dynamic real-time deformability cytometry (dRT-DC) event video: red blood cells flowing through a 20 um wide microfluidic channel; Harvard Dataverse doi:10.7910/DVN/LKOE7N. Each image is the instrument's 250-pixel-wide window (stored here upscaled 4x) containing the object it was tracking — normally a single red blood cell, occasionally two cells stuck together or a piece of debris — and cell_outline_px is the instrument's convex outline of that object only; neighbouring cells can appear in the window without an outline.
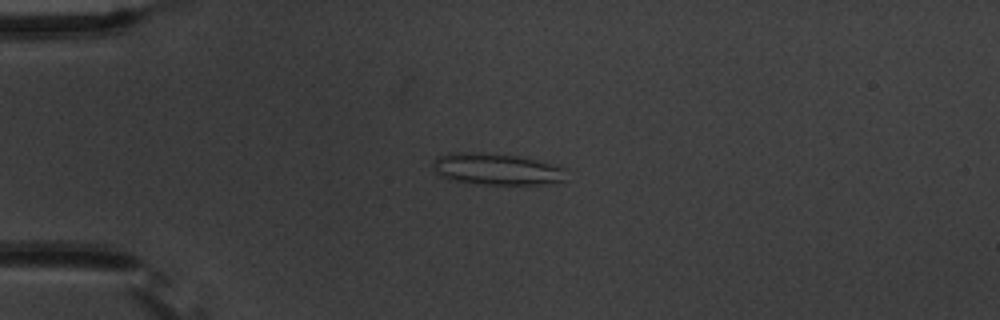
{"species": "common noctule bat (a hibernating species)", "species_latin": "Nyctalus noctula", "temperature_condition": "warm", "stored_images_in_passage": 6, "camera_frame_rate_fps": 3000, "um_per_image_px": 0.085, "animal": {"sex": "male", "body_mass_g": 20.1, "forearm_length_mm": 53.5}, "frame": {"image": 1, "passage_image": 4, "time_ms": 3.333, "image_size_px": [1000, 320], "cell_outline_px": [[568, 168], [564, 180], [548, 184], [484, 184], [456, 180], [440, 176], [432, 168], [432, 164], [436, 156], [448, 152], [480, 152], [516, 156], [536, 160]], "centroid_in_image_um": [42.2, 14.36], "position_along_channel_um": 42.8, "area_um2": 24.57}}
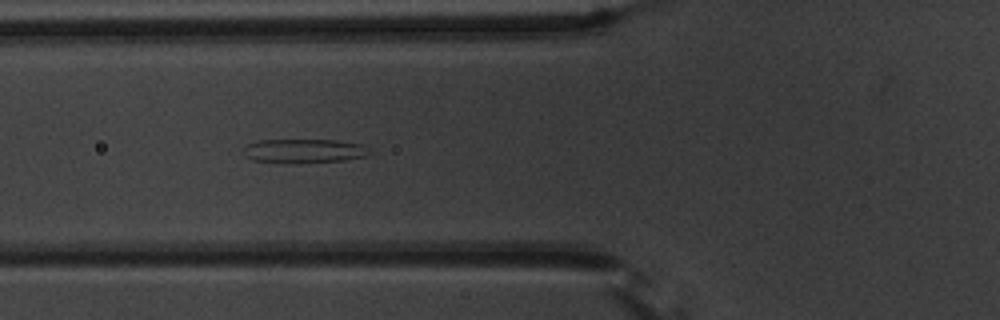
{"frame": {"image": 2, "passage_image": 6, "time_ms": 5.667, "image_size_px": [1000, 320], "cell_outline_px": [[372, 152], [364, 156], [344, 160], [252, 160], [244, 156], [244, 148], [248, 144], [256, 140], [336, 140], [360, 144]], "centroid_in_image_um": [25.83, 12.77], "position_along_channel_um": 100.0, "area_um2": 16.42}}